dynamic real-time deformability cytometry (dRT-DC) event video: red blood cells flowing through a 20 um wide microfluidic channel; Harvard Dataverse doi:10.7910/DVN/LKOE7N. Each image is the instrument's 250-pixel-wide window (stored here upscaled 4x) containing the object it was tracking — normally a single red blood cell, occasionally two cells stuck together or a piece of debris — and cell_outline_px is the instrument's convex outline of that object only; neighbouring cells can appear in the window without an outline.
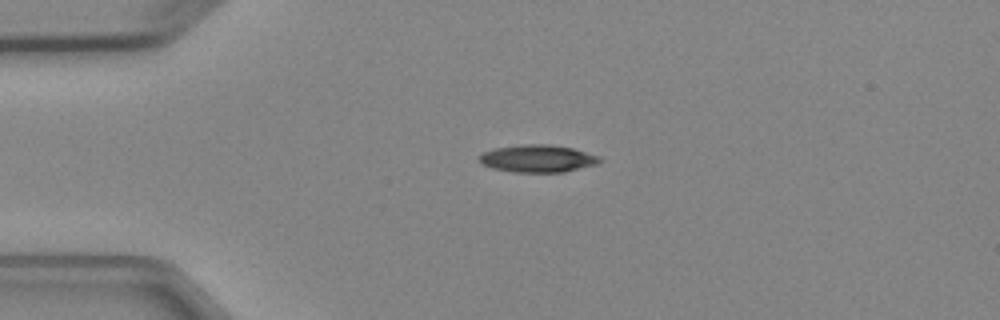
{"species": "Egyptian fruit bat (a non-hibernating species)", "species_latin": "Rousettus aegyptiacus", "temperature_condition": "cold", "stored_images_in_passage": 4, "camera_frame_rate_fps": 3000, "um_per_image_px": 0.085, "animal": {"sex": "female"}, "frame": {"image": 1, "passage_image": 3, "time_ms": 2.333, "image_size_px": [1000, 320], "cell_outline_px": [[604, 160], [596, 164], [564, 172], [516, 172], [492, 168], [476, 160], [484, 152], [496, 148], [524, 144], [548, 144], [572, 148], [600, 156]], "centroid_in_image_um": [45.73, 13.47], "position_along_channel_um": 39.3, "area_um2": 19.13}}